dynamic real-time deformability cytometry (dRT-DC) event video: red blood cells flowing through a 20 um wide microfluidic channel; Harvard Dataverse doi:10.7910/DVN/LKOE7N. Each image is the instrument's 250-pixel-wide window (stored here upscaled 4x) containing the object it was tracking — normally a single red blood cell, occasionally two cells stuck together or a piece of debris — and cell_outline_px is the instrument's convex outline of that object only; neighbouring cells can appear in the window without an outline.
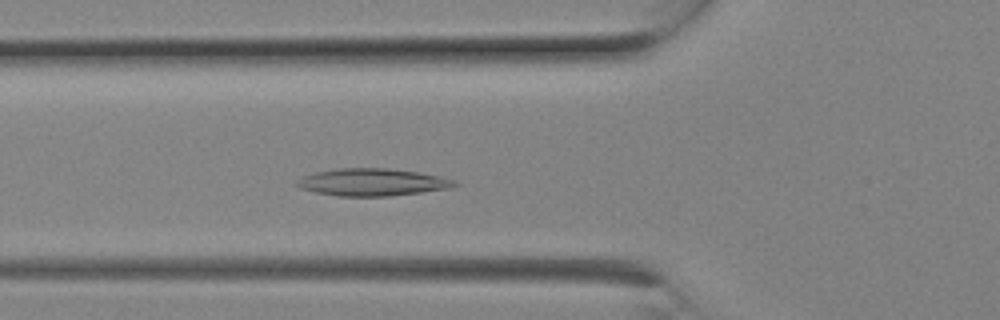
{"species": "Egyptian fruit bat (a non-hibernating species)", "species_latin": "Rousettus aegyptiacus", "temperature_condition": "room temperature", "stored_images_in_passage": 6, "camera_frame_rate_fps": 3000, "um_per_image_px": 0.085, "animal": {"sex": "female"}, "frame": {"image": 1, "passage_image": 6, "time_ms": 1.667, "image_size_px": [1000, 320], "cell_outline_px": [[460, 184], [452, 188], [388, 196], [336, 196], [316, 192], [300, 188], [296, 184], [296, 180], [304, 176], [316, 172], [340, 168], [388, 168], [420, 172], [440, 176], [456, 180]], "centroid_in_image_um": [31.69, 15.48], "position_along_channel_um": 94.1, "area_um2": 25.14}}